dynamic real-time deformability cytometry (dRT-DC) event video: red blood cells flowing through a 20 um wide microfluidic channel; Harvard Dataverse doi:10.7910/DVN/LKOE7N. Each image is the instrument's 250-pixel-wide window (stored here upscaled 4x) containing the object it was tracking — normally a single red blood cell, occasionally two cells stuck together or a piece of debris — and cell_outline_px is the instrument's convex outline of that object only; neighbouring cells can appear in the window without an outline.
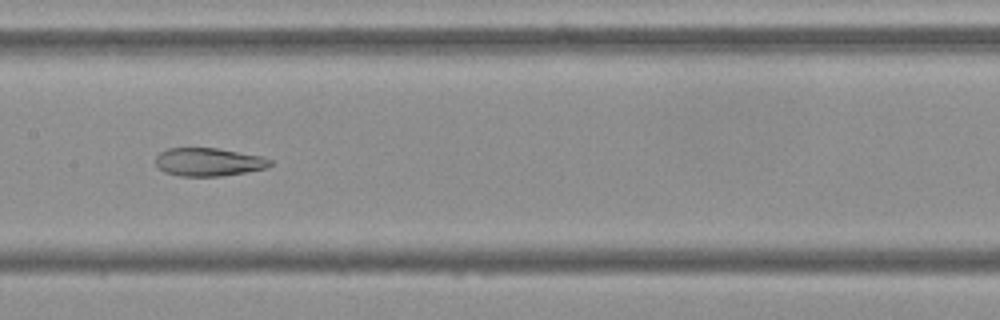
{"species": "Egyptian fruit bat (a non-hibernating species)", "species_latin": "Rousettus aegyptiacus", "temperature_condition": "cold", "stored_images_in_passage": 55, "camera_frame_rate_fps": 3000, "um_per_image_px": 0.085, "frame": {"image": 1, "passage_image": 27, "time_ms": 8.667, "image_size_px": [1000, 320], "cell_outline_px": [[272, 164], [268, 168], [220, 176], [180, 176], [164, 172], [156, 164], [156, 156], [160, 152], [168, 148], [216, 148], [264, 156], [272, 160]], "centroid_in_image_um": [17.76, 13.76], "position_along_channel_um": 189.6, "area_um2": 18.84}}
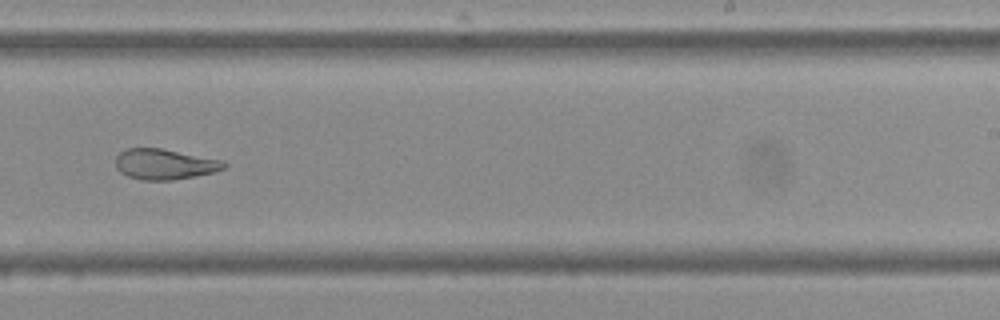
{"frame": {"image": 2, "passage_image": 34, "time_ms": 11.0, "image_size_px": [1000, 320], "cell_outline_px": [[228, 164], [224, 168], [216, 172], [172, 180], [140, 180], [128, 176], [120, 172], [116, 168], [116, 156], [120, 152], [128, 148], [160, 148], [224, 160]], "centroid_in_image_um": [14.01, 13.96], "position_along_channel_um": 275.0, "area_um2": 19.36}}
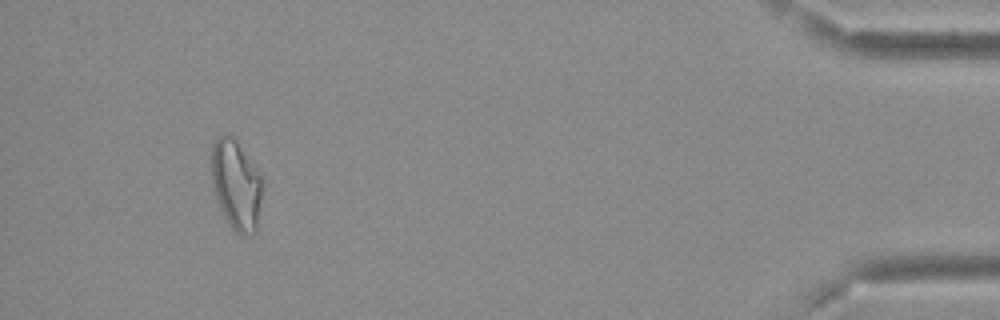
{"frame": {"image": 3, "passage_image": 51, "time_ms": 16.667, "image_size_px": [1000, 320], "cell_outline_px": [[260, 200], [256, 232], [252, 236], [240, 236], [228, 224], [216, 200], [212, 180], [212, 144], [216, 136], [236, 136], [260, 176]], "centroid_in_image_um": [20.05, 15.72], "position_along_channel_um": 415.2, "area_um2": 26.53}, "authors_computed_cell_mechanics": {"area_um2": 23.987, "velocity_mm_per_s": 3.668, "shape_relaxation_time_tau1_ms": null, "shape_relaxation_time_tau2_ms": 3.7789, "deformation_change_tau1": null, "deformation_change_tau2": 0.1207}}